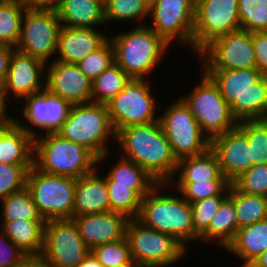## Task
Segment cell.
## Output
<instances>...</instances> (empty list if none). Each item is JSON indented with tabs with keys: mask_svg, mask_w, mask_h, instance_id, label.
I'll return each mask as SVG.
<instances>
[{
	"mask_svg": "<svg viewBox=\"0 0 267 267\" xmlns=\"http://www.w3.org/2000/svg\"><path fill=\"white\" fill-rule=\"evenodd\" d=\"M232 184L242 193L267 195V164L252 165Z\"/></svg>",
	"mask_w": 267,
	"mask_h": 267,
	"instance_id": "44",
	"label": "cell"
},
{
	"mask_svg": "<svg viewBox=\"0 0 267 267\" xmlns=\"http://www.w3.org/2000/svg\"><path fill=\"white\" fill-rule=\"evenodd\" d=\"M237 126L247 136L252 165L267 164V118L239 121Z\"/></svg>",
	"mask_w": 267,
	"mask_h": 267,
	"instance_id": "36",
	"label": "cell"
},
{
	"mask_svg": "<svg viewBox=\"0 0 267 267\" xmlns=\"http://www.w3.org/2000/svg\"><path fill=\"white\" fill-rule=\"evenodd\" d=\"M109 36L98 28L61 26L54 60L77 64L99 48Z\"/></svg>",
	"mask_w": 267,
	"mask_h": 267,
	"instance_id": "22",
	"label": "cell"
},
{
	"mask_svg": "<svg viewBox=\"0 0 267 267\" xmlns=\"http://www.w3.org/2000/svg\"><path fill=\"white\" fill-rule=\"evenodd\" d=\"M114 62V48L108 38L99 48L89 53L76 65L86 77L93 81Z\"/></svg>",
	"mask_w": 267,
	"mask_h": 267,
	"instance_id": "40",
	"label": "cell"
},
{
	"mask_svg": "<svg viewBox=\"0 0 267 267\" xmlns=\"http://www.w3.org/2000/svg\"><path fill=\"white\" fill-rule=\"evenodd\" d=\"M110 167L111 169L104 175L106 182L131 186V189L141 198L146 196L158 184L141 166L123 157H120L116 164Z\"/></svg>",
	"mask_w": 267,
	"mask_h": 267,
	"instance_id": "30",
	"label": "cell"
},
{
	"mask_svg": "<svg viewBox=\"0 0 267 267\" xmlns=\"http://www.w3.org/2000/svg\"><path fill=\"white\" fill-rule=\"evenodd\" d=\"M210 180L228 179L221 173L218 158L215 152L209 147L199 155L180 159L176 174L169 183H194Z\"/></svg>",
	"mask_w": 267,
	"mask_h": 267,
	"instance_id": "26",
	"label": "cell"
},
{
	"mask_svg": "<svg viewBox=\"0 0 267 267\" xmlns=\"http://www.w3.org/2000/svg\"><path fill=\"white\" fill-rule=\"evenodd\" d=\"M27 9L53 10L59 6L61 0H20Z\"/></svg>",
	"mask_w": 267,
	"mask_h": 267,
	"instance_id": "48",
	"label": "cell"
},
{
	"mask_svg": "<svg viewBox=\"0 0 267 267\" xmlns=\"http://www.w3.org/2000/svg\"><path fill=\"white\" fill-rule=\"evenodd\" d=\"M34 138L13 120L2 122L0 162L33 164Z\"/></svg>",
	"mask_w": 267,
	"mask_h": 267,
	"instance_id": "25",
	"label": "cell"
},
{
	"mask_svg": "<svg viewBox=\"0 0 267 267\" xmlns=\"http://www.w3.org/2000/svg\"><path fill=\"white\" fill-rule=\"evenodd\" d=\"M106 185L110 197V211L122 213L130 219L137 218L142 198L131 186L115 185V182H106Z\"/></svg>",
	"mask_w": 267,
	"mask_h": 267,
	"instance_id": "37",
	"label": "cell"
},
{
	"mask_svg": "<svg viewBox=\"0 0 267 267\" xmlns=\"http://www.w3.org/2000/svg\"><path fill=\"white\" fill-rule=\"evenodd\" d=\"M115 63L133 79H147L162 62L169 45L144 22L130 31L108 35Z\"/></svg>",
	"mask_w": 267,
	"mask_h": 267,
	"instance_id": "4",
	"label": "cell"
},
{
	"mask_svg": "<svg viewBox=\"0 0 267 267\" xmlns=\"http://www.w3.org/2000/svg\"><path fill=\"white\" fill-rule=\"evenodd\" d=\"M149 6L146 0H105L104 1V17L106 25L110 21H124L132 23L142 22L149 18ZM112 20V21H111Z\"/></svg>",
	"mask_w": 267,
	"mask_h": 267,
	"instance_id": "35",
	"label": "cell"
},
{
	"mask_svg": "<svg viewBox=\"0 0 267 267\" xmlns=\"http://www.w3.org/2000/svg\"><path fill=\"white\" fill-rule=\"evenodd\" d=\"M7 237L27 256H40L45 220H0Z\"/></svg>",
	"mask_w": 267,
	"mask_h": 267,
	"instance_id": "28",
	"label": "cell"
},
{
	"mask_svg": "<svg viewBox=\"0 0 267 267\" xmlns=\"http://www.w3.org/2000/svg\"><path fill=\"white\" fill-rule=\"evenodd\" d=\"M126 238L132 259L143 267L173 266L188 253L172 235L148 228L136 218L128 222Z\"/></svg>",
	"mask_w": 267,
	"mask_h": 267,
	"instance_id": "8",
	"label": "cell"
},
{
	"mask_svg": "<svg viewBox=\"0 0 267 267\" xmlns=\"http://www.w3.org/2000/svg\"><path fill=\"white\" fill-rule=\"evenodd\" d=\"M227 195H214L203 200L190 203L194 232L200 237L211 223L212 217Z\"/></svg>",
	"mask_w": 267,
	"mask_h": 267,
	"instance_id": "43",
	"label": "cell"
},
{
	"mask_svg": "<svg viewBox=\"0 0 267 267\" xmlns=\"http://www.w3.org/2000/svg\"><path fill=\"white\" fill-rule=\"evenodd\" d=\"M203 71L218 86L238 122L267 118V76L257 68Z\"/></svg>",
	"mask_w": 267,
	"mask_h": 267,
	"instance_id": "2",
	"label": "cell"
},
{
	"mask_svg": "<svg viewBox=\"0 0 267 267\" xmlns=\"http://www.w3.org/2000/svg\"><path fill=\"white\" fill-rule=\"evenodd\" d=\"M55 11L61 26L100 28L106 24L103 0H61Z\"/></svg>",
	"mask_w": 267,
	"mask_h": 267,
	"instance_id": "24",
	"label": "cell"
},
{
	"mask_svg": "<svg viewBox=\"0 0 267 267\" xmlns=\"http://www.w3.org/2000/svg\"><path fill=\"white\" fill-rule=\"evenodd\" d=\"M0 206V220H44L26 187L1 199Z\"/></svg>",
	"mask_w": 267,
	"mask_h": 267,
	"instance_id": "33",
	"label": "cell"
},
{
	"mask_svg": "<svg viewBox=\"0 0 267 267\" xmlns=\"http://www.w3.org/2000/svg\"><path fill=\"white\" fill-rule=\"evenodd\" d=\"M14 47L0 43V83L4 84L9 71L10 59Z\"/></svg>",
	"mask_w": 267,
	"mask_h": 267,
	"instance_id": "47",
	"label": "cell"
},
{
	"mask_svg": "<svg viewBox=\"0 0 267 267\" xmlns=\"http://www.w3.org/2000/svg\"><path fill=\"white\" fill-rule=\"evenodd\" d=\"M15 267H23V262L21 264H19L18 266Z\"/></svg>",
	"mask_w": 267,
	"mask_h": 267,
	"instance_id": "55",
	"label": "cell"
},
{
	"mask_svg": "<svg viewBox=\"0 0 267 267\" xmlns=\"http://www.w3.org/2000/svg\"><path fill=\"white\" fill-rule=\"evenodd\" d=\"M116 267H143V266L138 264L134 259H131L129 262H126Z\"/></svg>",
	"mask_w": 267,
	"mask_h": 267,
	"instance_id": "53",
	"label": "cell"
},
{
	"mask_svg": "<svg viewBox=\"0 0 267 267\" xmlns=\"http://www.w3.org/2000/svg\"><path fill=\"white\" fill-rule=\"evenodd\" d=\"M224 250L239 257L243 261L241 267H248L267 250V218L238 229Z\"/></svg>",
	"mask_w": 267,
	"mask_h": 267,
	"instance_id": "27",
	"label": "cell"
},
{
	"mask_svg": "<svg viewBox=\"0 0 267 267\" xmlns=\"http://www.w3.org/2000/svg\"><path fill=\"white\" fill-rule=\"evenodd\" d=\"M97 159L86 147L58 133L34 138L33 166L43 173L78 179L97 168Z\"/></svg>",
	"mask_w": 267,
	"mask_h": 267,
	"instance_id": "5",
	"label": "cell"
},
{
	"mask_svg": "<svg viewBox=\"0 0 267 267\" xmlns=\"http://www.w3.org/2000/svg\"><path fill=\"white\" fill-rule=\"evenodd\" d=\"M203 70L256 68L252 32L238 29L208 44L198 55Z\"/></svg>",
	"mask_w": 267,
	"mask_h": 267,
	"instance_id": "14",
	"label": "cell"
},
{
	"mask_svg": "<svg viewBox=\"0 0 267 267\" xmlns=\"http://www.w3.org/2000/svg\"><path fill=\"white\" fill-rule=\"evenodd\" d=\"M196 0H153L149 6V26L170 47L172 42L192 50Z\"/></svg>",
	"mask_w": 267,
	"mask_h": 267,
	"instance_id": "12",
	"label": "cell"
},
{
	"mask_svg": "<svg viewBox=\"0 0 267 267\" xmlns=\"http://www.w3.org/2000/svg\"><path fill=\"white\" fill-rule=\"evenodd\" d=\"M189 203H193L214 195H228L231 182L229 180H210L194 183H169ZM175 184V185H172Z\"/></svg>",
	"mask_w": 267,
	"mask_h": 267,
	"instance_id": "38",
	"label": "cell"
},
{
	"mask_svg": "<svg viewBox=\"0 0 267 267\" xmlns=\"http://www.w3.org/2000/svg\"><path fill=\"white\" fill-rule=\"evenodd\" d=\"M151 80L133 79L122 91L106 104L110 121L117 133L131 125L147 124L159 120L156 115L159 104L149 86Z\"/></svg>",
	"mask_w": 267,
	"mask_h": 267,
	"instance_id": "10",
	"label": "cell"
},
{
	"mask_svg": "<svg viewBox=\"0 0 267 267\" xmlns=\"http://www.w3.org/2000/svg\"><path fill=\"white\" fill-rule=\"evenodd\" d=\"M252 43L256 56V68L267 76V31L252 32Z\"/></svg>",
	"mask_w": 267,
	"mask_h": 267,
	"instance_id": "46",
	"label": "cell"
},
{
	"mask_svg": "<svg viewBox=\"0 0 267 267\" xmlns=\"http://www.w3.org/2000/svg\"><path fill=\"white\" fill-rule=\"evenodd\" d=\"M201 80L185 96L180 98L189 107L203 134L211 141L235 128L238 121L233 117L230 105L222 97L218 86L201 70Z\"/></svg>",
	"mask_w": 267,
	"mask_h": 267,
	"instance_id": "7",
	"label": "cell"
},
{
	"mask_svg": "<svg viewBox=\"0 0 267 267\" xmlns=\"http://www.w3.org/2000/svg\"><path fill=\"white\" fill-rule=\"evenodd\" d=\"M26 9L20 0H5L0 5V43L17 46Z\"/></svg>",
	"mask_w": 267,
	"mask_h": 267,
	"instance_id": "34",
	"label": "cell"
},
{
	"mask_svg": "<svg viewBox=\"0 0 267 267\" xmlns=\"http://www.w3.org/2000/svg\"><path fill=\"white\" fill-rule=\"evenodd\" d=\"M32 166L0 162V200L26 187L27 174Z\"/></svg>",
	"mask_w": 267,
	"mask_h": 267,
	"instance_id": "42",
	"label": "cell"
},
{
	"mask_svg": "<svg viewBox=\"0 0 267 267\" xmlns=\"http://www.w3.org/2000/svg\"><path fill=\"white\" fill-rule=\"evenodd\" d=\"M85 245L93 247L126 238L130 218L119 212H103L72 218Z\"/></svg>",
	"mask_w": 267,
	"mask_h": 267,
	"instance_id": "21",
	"label": "cell"
},
{
	"mask_svg": "<svg viewBox=\"0 0 267 267\" xmlns=\"http://www.w3.org/2000/svg\"><path fill=\"white\" fill-rule=\"evenodd\" d=\"M221 173L232 183L252 166L249 142L246 134L238 127L210 141Z\"/></svg>",
	"mask_w": 267,
	"mask_h": 267,
	"instance_id": "20",
	"label": "cell"
},
{
	"mask_svg": "<svg viewBox=\"0 0 267 267\" xmlns=\"http://www.w3.org/2000/svg\"><path fill=\"white\" fill-rule=\"evenodd\" d=\"M23 99L20 100L21 107L19 108L21 109H14L15 111H20L19 117L22 116V118L17 117L13 121L33 138L41 135L42 132H45L44 134L57 133L68 117L72 107L69 102L50 93L47 89H43ZM23 119L26 122L24 125L22 124ZM37 128L41 131L35 130Z\"/></svg>",
	"mask_w": 267,
	"mask_h": 267,
	"instance_id": "17",
	"label": "cell"
},
{
	"mask_svg": "<svg viewBox=\"0 0 267 267\" xmlns=\"http://www.w3.org/2000/svg\"><path fill=\"white\" fill-rule=\"evenodd\" d=\"M57 133L91 151L98 158V166L106 157H110L108 141H116V132L107 106L93 102L72 105L68 117Z\"/></svg>",
	"mask_w": 267,
	"mask_h": 267,
	"instance_id": "6",
	"label": "cell"
},
{
	"mask_svg": "<svg viewBox=\"0 0 267 267\" xmlns=\"http://www.w3.org/2000/svg\"><path fill=\"white\" fill-rule=\"evenodd\" d=\"M167 107L159 115V122L177 161L205 152L210 140L180 96Z\"/></svg>",
	"mask_w": 267,
	"mask_h": 267,
	"instance_id": "11",
	"label": "cell"
},
{
	"mask_svg": "<svg viewBox=\"0 0 267 267\" xmlns=\"http://www.w3.org/2000/svg\"><path fill=\"white\" fill-rule=\"evenodd\" d=\"M239 0H196L192 51L197 56L216 38L241 29Z\"/></svg>",
	"mask_w": 267,
	"mask_h": 267,
	"instance_id": "13",
	"label": "cell"
},
{
	"mask_svg": "<svg viewBox=\"0 0 267 267\" xmlns=\"http://www.w3.org/2000/svg\"><path fill=\"white\" fill-rule=\"evenodd\" d=\"M168 188L173 189L169 183H158L144 196L136 219L148 228L172 235L188 250L190 242L199 240L192 224L190 203L179 192L166 194Z\"/></svg>",
	"mask_w": 267,
	"mask_h": 267,
	"instance_id": "3",
	"label": "cell"
},
{
	"mask_svg": "<svg viewBox=\"0 0 267 267\" xmlns=\"http://www.w3.org/2000/svg\"><path fill=\"white\" fill-rule=\"evenodd\" d=\"M131 78L114 62L92 81V102L106 105Z\"/></svg>",
	"mask_w": 267,
	"mask_h": 267,
	"instance_id": "32",
	"label": "cell"
},
{
	"mask_svg": "<svg viewBox=\"0 0 267 267\" xmlns=\"http://www.w3.org/2000/svg\"><path fill=\"white\" fill-rule=\"evenodd\" d=\"M237 230L236 206L234 200L227 195L212 217L209 228L199 237V240L206 244L215 242L217 246L225 249L234 239Z\"/></svg>",
	"mask_w": 267,
	"mask_h": 267,
	"instance_id": "29",
	"label": "cell"
},
{
	"mask_svg": "<svg viewBox=\"0 0 267 267\" xmlns=\"http://www.w3.org/2000/svg\"><path fill=\"white\" fill-rule=\"evenodd\" d=\"M45 89L71 105L92 102V81L76 64L51 60L46 65Z\"/></svg>",
	"mask_w": 267,
	"mask_h": 267,
	"instance_id": "18",
	"label": "cell"
},
{
	"mask_svg": "<svg viewBox=\"0 0 267 267\" xmlns=\"http://www.w3.org/2000/svg\"><path fill=\"white\" fill-rule=\"evenodd\" d=\"M26 257L27 255L0 229V267L18 266Z\"/></svg>",
	"mask_w": 267,
	"mask_h": 267,
	"instance_id": "45",
	"label": "cell"
},
{
	"mask_svg": "<svg viewBox=\"0 0 267 267\" xmlns=\"http://www.w3.org/2000/svg\"><path fill=\"white\" fill-rule=\"evenodd\" d=\"M90 253L73 219H51L44 225L40 254L51 267H78Z\"/></svg>",
	"mask_w": 267,
	"mask_h": 267,
	"instance_id": "15",
	"label": "cell"
},
{
	"mask_svg": "<svg viewBox=\"0 0 267 267\" xmlns=\"http://www.w3.org/2000/svg\"><path fill=\"white\" fill-rule=\"evenodd\" d=\"M90 253L104 267H116L132 259L127 238L97 245Z\"/></svg>",
	"mask_w": 267,
	"mask_h": 267,
	"instance_id": "41",
	"label": "cell"
},
{
	"mask_svg": "<svg viewBox=\"0 0 267 267\" xmlns=\"http://www.w3.org/2000/svg\"><path fill=\"white\" fill-rule=\"evenodd\" d=\"M8 106L9 103L5 95L3 84L0 83V122H7L14 119V117L8 114Z\"/></svg>",
	"mask_w": 267,
	"mask_h": 267,
	"instance_id": "49",
	"label": "cell"
},
{
	"mask_svg": "<svg viewBox=\"0 0 267 267\" xmlns=\"http://www.w3.org/2000/svg\"><path fill=\"white\" fill-rule=\"evenodd\" d=\"M78 267H104L98 260L89 253L87 257L79 264Z\"/></svg>",
	"mask_w": 267,
	"mask_h": 267,
	"instance_id": "51",
	"label": "cell"
},
{
	"mask_svg": "<svg viewBox=\"0 0 267 267\" xmlns=\"http://www.w3.org/2000/svg\"><path fill=\"white\" fill-rule=\"evenodd\" d=\"M97 168L76 179L73 217L110 211V197L106 179Z\"/></svg>",
	"mask_w": 267,
	"mask_h": 267,
	"instance_id": "23",
	"label": "cell"
},
{
	"mask_svg": "<svg viewBox=\"0 0 267 267\" xmlns=\"http://www.w3.org/2000/svg\"><path fill=\"white\" fill-rule=\"evenodd\" d=\"M238 12L242 29L267 31V0H239Z\"/></svg>",
	"mask_w": 267,
	"mask_h": 267,
	"instance_id": "39",
	"label": "cell"
},
{
	"mask_svg": "<svg viewBox=\"0 0 267 267\" xmlns=\"http://www.w3.org/2000/svg\"><path fill=\"white\" fill-rule=\"evenodd\" d=\"M0 142H2V122H0Z\"/></svg>",
	"mask_w": 267,
	"mask_h": 267,
	"instance_id": "54",
	"label": "cell"
},
{
	"mask_svg": "<svg viewBox=\"0 0 267 267\" xmlns=\"http://www.w3.org/2000/svg\"><path fill=\"white\" fill-rule=\"evenodd\" d=\"M75 187V178L46 174L34 166L27 174L26 188L45 221L73 218Z\"/></svg>",
	"mask_w": 267,
	"mask_h": 267,
	"instance_id": "9",
	"label": "cell"
},
{
	"mask_svg": "<svg viewBox=\"0 0 267 267\" xmlns=\"http://www.w3.org/2000/svg\"><path fill=\"white\" fill-rule=\"evenodd\" d=\"M46 65L40 59L15 49L11 55L6 81L3 84L7 100L18 99L19 102L20 99L45 89Z\"/></svg>",
	"mask_w": 267,
	"mask_h": 267,
	"instance_id": "19",
	"label": "cell"
},
{
	"mask_svg": "<svg viewBox=\"0 0 267 267\" xmlns=\"http://www.w3.org/2000/svg\"><path fill=\"white\" fill-rule=\"evenodd\" d=\"M61 22L56 11L26 9L15 49L46 64L57 52Z\"/></svg>",
	"mask_w": 267,
	"mask_h": 267,
	"instance_id": "16",
	"label": "cell"
},
{
	"mask_svg": "<svg viewBox=\"0 0 267 267\" xmlns=\"http://www.w3.org/2000/svg\"><path fill=\"white\" fill-rule=\"evenodd\" d=\"M228 195L236 206L238 229L267 218L265 196L242 193L232 183Z\"/></svg>",
	"mask_w": 267,
	"mask_h": 267,
	"instance_id": "31",
	"label": "cell"
},
{
	"mask_svg": "<svg viewBox=\"0 0 267 267\" xmlns=\"http://www.w3.org/2000/svg\"><path fill=\"white\" fill-rule=\"evenodd\" d=\"M23 267H51L41 256H27L23 260Z\"/></svg>",
	"mask_w": 267,
	"mask_h": 267,
	"instance_id": "50",
	"label": "cell"
},
{
	"mask_svg": "<svg viewBox=\"0 0 267 267\" xmlns=\"http://www.w3.org/2000/svg\"><path fill=\"white\" fill-rule=\"evenodd\" d=\"M248 267H267V250L256 257Z\"/></svg>",
	"mask_w": 267,
	"mask_h": 267,
	"instance_id": "52",
	"label": "cell"
},
{
	"mask_svg": "<svg viewBox=\"0 0 267 267\" xmlns=\"http://www.w3.org/2000/svg\"><path fill=\"white\" fill-rule=\"evenodd\" d=\"M115 142L119 144L121 157L141 166L158 183L172 181L178 161L159 120L120 129Z\"/></svg>",
	"mask_w": 267,
	"mask_h": 267,
	"instance_id": "1",
	"label": "cell"
}]
</instances>
